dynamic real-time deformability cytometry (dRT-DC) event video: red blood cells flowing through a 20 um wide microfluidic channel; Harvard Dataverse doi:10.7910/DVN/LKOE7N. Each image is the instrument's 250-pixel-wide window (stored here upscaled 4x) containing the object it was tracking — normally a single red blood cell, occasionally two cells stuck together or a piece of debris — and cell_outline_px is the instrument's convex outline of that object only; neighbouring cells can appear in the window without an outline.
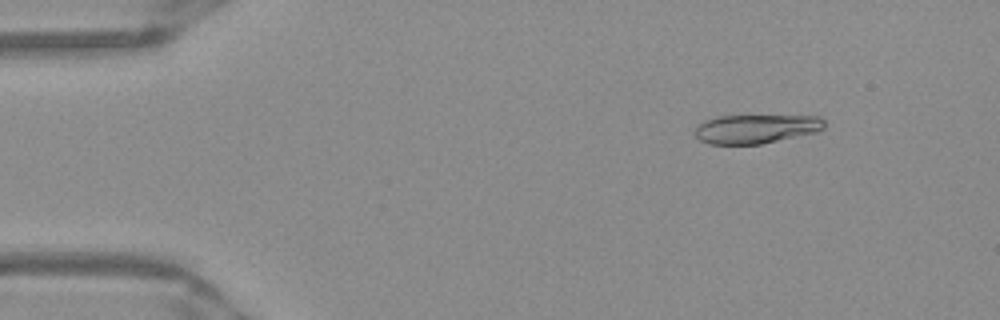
{"species": "Egyptian fruit bat (a non-hibernating species)", "species_latin": "Rousettus aegyptiacus", "temperature_condition": "warm", "stored_images_in_passage": 51, "camera_frame_rate_fps": 3000, "um_per_image_px": 0.085, "frame": {"image": 1, "passage_image": 6, "time_ms": 1.667, "image_size_px": [1000, 320], "cell_outline_px": [[824, 128], [816, 132], [760, 144], [708, 144], [700, 140], [696, 136], [696, 124], [704, 120], [716, 116], [820, 116], [824, 120]], "centroid_in_image_um": [64.23, 10.95], "position_along_channel_um": 20.8, "area_um2": 21.79}}
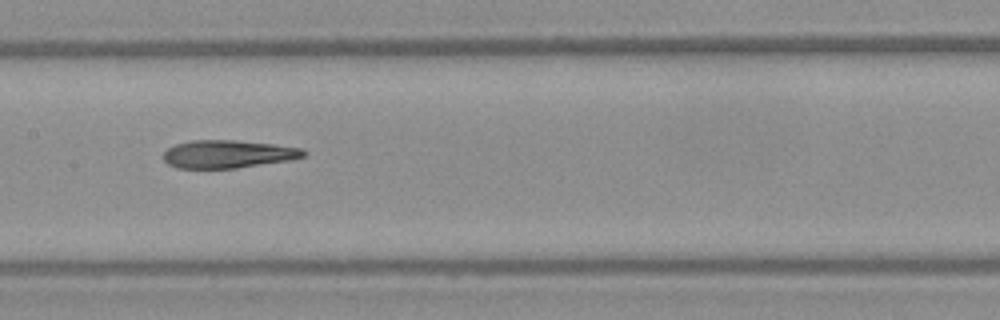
{"frame": {"image": 2, "passage_image": 25, "time_ms": 8.0, "image_size_px": [1000, 320], "cell_outline_px": [[308, 152], [304, 156], [292, 160], [236, 168], [176, 168], [168, 164], [164, 160], [164, 152], [168, 148], [176, 144], [192, 140], [236, 140], [272, 144], [300, 148]], "centroid_in_image_um": [19.38, 13.1], "position_along_channel_um": 188.0, "area_um2": 22.77}}
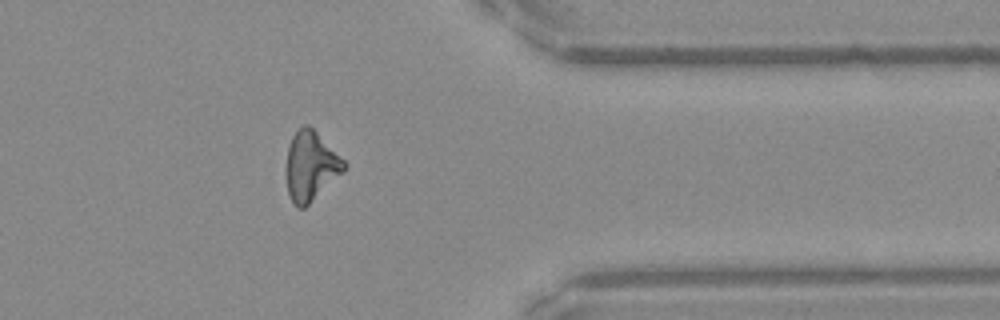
{"frame": {"image": 3, "passage_image": 41, "time_ms": 13.333, "image_size_px": [1000, 320], "cell_outline_px": [[348, 164], [344, 172], [304, 208], [296, 208], [288, 196], [284, 172], [284, 168], [288, 144], [292, 136], [304, 124], [308, 124]], "centroid_in_image_um": [26.36, 14.14], "position_along_channel_um": 385.0, "area_um2": 23.76}, "authors_computed_cell_mechanics": {"area_um2": 23.2934, "velocity_mm_per_s": 3.9605, "shape_relaxation_time_tau1_ms": null, "shape_relaxation_time_tau2_ms": 2.5406, "deformation_change_tau1": null, "deformation_change_tau2": 0.1199}}